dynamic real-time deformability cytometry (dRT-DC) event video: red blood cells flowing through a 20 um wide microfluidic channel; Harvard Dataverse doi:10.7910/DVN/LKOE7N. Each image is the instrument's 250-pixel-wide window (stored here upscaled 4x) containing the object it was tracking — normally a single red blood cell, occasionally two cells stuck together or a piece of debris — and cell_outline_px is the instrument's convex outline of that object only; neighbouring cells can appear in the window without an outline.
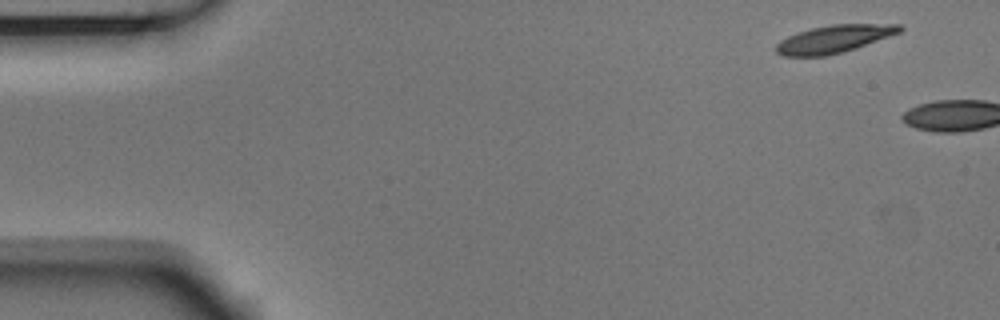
{"species": "Egyptian fruit bat (a non-hibernating species)", "species_latin": "Rousettus aegyptiacus", "temperature_condition": "room temperature", "stored_images_in_passage": 2, "camera_frame_rate_fps": 3000, "um_per_image_px": 0.085, "animal": {"sex": "male"}, "frame": {"image": 1, "passage_image": 1, "time_ms": 0.0, "image_size_px": [1000, 320], "cell_outline_px": [[904, 28], [900, 32], [840, 52], [824, 56], [784, 56], [776, 52], [776, 44], [780, 40], [788, 36], [812, 28], [832, 24], [900, 24]], "centroid_in_image_um": [70.85, 3.3], "position_along_channel_um": 14.1, "area_um2": 19.36}}